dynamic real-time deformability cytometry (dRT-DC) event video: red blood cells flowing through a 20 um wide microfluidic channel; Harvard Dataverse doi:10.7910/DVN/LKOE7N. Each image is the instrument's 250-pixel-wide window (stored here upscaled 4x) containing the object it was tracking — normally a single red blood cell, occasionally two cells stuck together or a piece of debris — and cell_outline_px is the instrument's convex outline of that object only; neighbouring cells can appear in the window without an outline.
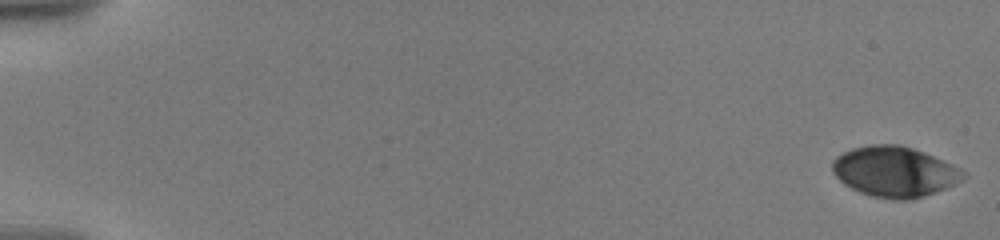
{"species": "human", "species_latin": "Homo sapiens", "temperature_condition": "warm", "stored_images_in_passage": 24, "camera_frame_rate_fps": 3000, "um_per_image_px": 0.085, "donor": {"sex": "male"}, "frame": {"image": 1, "passage_image": 1, "time_ms": 0.0, "image_size_px": [1000, 240], "cell_outline_px": [[968, 176], [956, 184], [924, 196], [908, 200], [892, 200], [872, 196], [860, 192], [844, 184], [832, 172], [832, 160], [836, 156], [852, 148], [872, 144], [900, 144], [924, 152], [960, 168]], "centroid_in_image_um": [76.03, 14.59], "position_along_channel_um": 9.0, "area_um2": 38.55}}
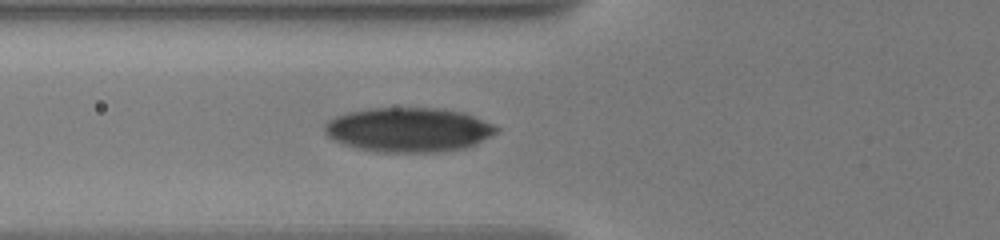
{"frame": {"image": 2, "passage_image": 14, "time_ms": 7.333, "image_size_px": [1000, 240], "cell_outline_px": [[500, 128], [496, 132], [472, 144], [460, 148], [436, 152], [376, 152], [344, 144], [332, 140], [324, 132], [324, 124], [328, 120], [336, 116], [348, 112], [368, 108], [440, 108], [464, 112], [492, 124]], "centroid_in_image_um": [34.66, 11.01], "position_along_channel_um": 91.1, "area_um2": 44.1}}
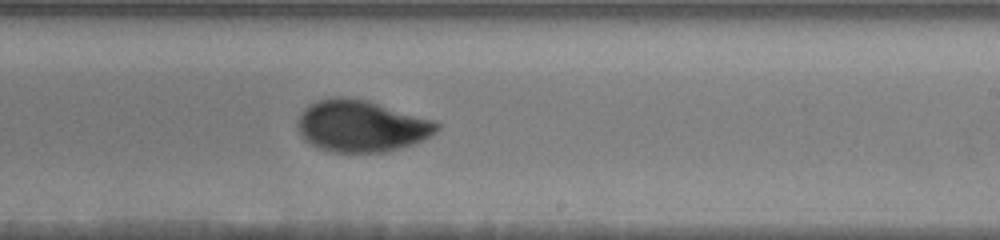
{"frame": {"image": 3, "passage_image": 24, "time_ms": 12.0, "image_size_px": [1000, 240], "cell_outline_px": [[440, 128], [432, 136], [412, 144], [384, 152], [332, 152], [320, 148], [304, 140], [296, 124], [300, 112], [308, 104], [316, 100], [332, 96], [344, 96], [368, 100], [436, 120], [440, 124]], "centroid_in_image_um": [30.71, 10.68], "position_along_channel_um": 258.3, "area_um2": 42.43}}